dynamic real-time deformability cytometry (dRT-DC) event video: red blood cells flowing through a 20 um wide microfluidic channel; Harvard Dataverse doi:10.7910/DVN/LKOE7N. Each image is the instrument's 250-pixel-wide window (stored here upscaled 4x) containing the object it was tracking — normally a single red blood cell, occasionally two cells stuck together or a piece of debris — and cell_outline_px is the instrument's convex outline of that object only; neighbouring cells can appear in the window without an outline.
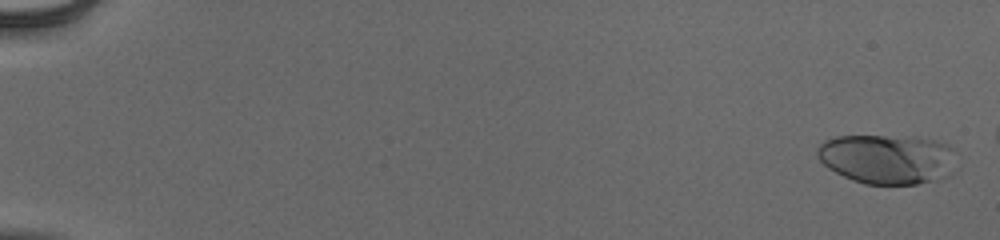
{"species": "human", "species_latin": "Homo sapiens", "temperature_condition": "cold", "stored_images_in_passage": 53, "camera_frame_rate_fps": 3000, "um_per_image_px": 0.085, "donor": {"sex": "male"}, "frame": {"image": 1, "passage_image": 2, "time_ms": 0.333, "image_size_px": [1000, 240], "cell_outline_px": [[956, 168], [948, 176], [916, 184], [864, 184], [852, 180], [828, 168], [816, 156], [816, 148], [824, 140], [836, 136], [916, 136], [936, 140], [948, 144], [952, 148]], "centroid_in_image_um": [75.43, 13.5], "position_along_channel_um": 9.6, "area_um2": 40.75}}
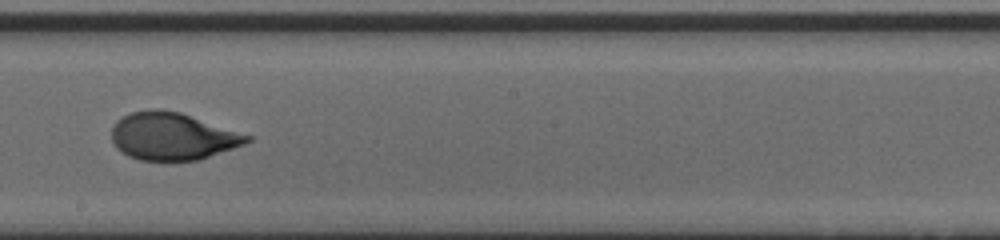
{"frame": {"image": 2, "passage_image": 34, "time_ms": 11.0, "image_size_px": [1000, 240], "cell_outline_px": [[252, 140], [244, 144], [200, 160], [140, 160], [128, 156], [116, 148], [112, 140], [112, 124], [116, 120], [132, 112], [152, 108], [160, 108], [180, 112], [252, 136]], "centroid_in_image_um": [14.64, 11.58], "position_along_channel_um": 233.6, "area_um2": 37.45}}
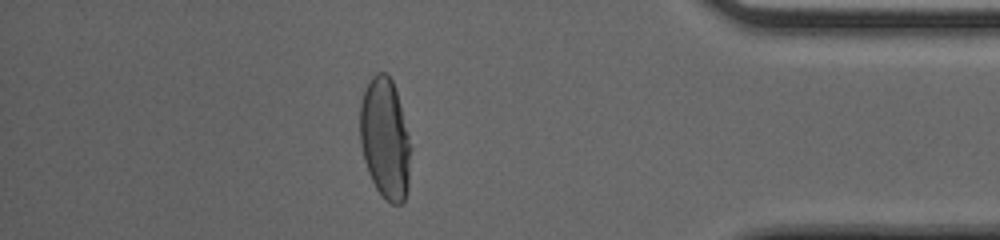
{"frame": {"image": 3, "passage_image": 49, "time_ms": 16.0, "image_size_px": [1000, 240], "cell_outline_px": [[412, 148], [408, 188], [404, 200], [400, 204], [392, 204], [376, 188], [368, 172], [364, 160], [360, 144], [360, 104], [364, 92], [372, 76], [376, 72], [388, 72], [392, 80], [396, 92]], "centroid_in_image_um": [32.74, 11.78], "position_along_channel_um": 402.5, "area_um2": 35.72}}